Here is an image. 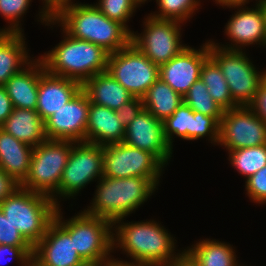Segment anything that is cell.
Wrapping results in <instances>:
<instances>
[{
  "label": "cell",
  "instance_id": "cell-5",
  "mask_svg": "<svg viewBox=\"0 0 266 266\" xmlns=\"http://www.w3.org/2000/svg\"><path fill=\"white\" fill-rule=\"evenodd\" d=\"M0 209L34 247L54 220L58 206L51 197L20 186L0 203Z\"/></svg>",
  "mask_w": 266,
  "mask_h": 266
},
{
  "label": "cell",
  "instance_id": "cell-44",
  "mask_svg": "<svg viewBox=\"0 0 266 266\" xmlns=\"http://www.w3.org/2000/svg\"><path fill=\"white\" fill-rule=\"evenodd\" d=\"M182 251L178 252L177 257L168 266H201L187 249Z\"/></svg>",
  "mask_w": 266,
  "mask_h": 266
},
{
  "label": "cell",
  "instance_id": "cell-46",
  "mask_svg": "<svg viewBox=\"0 0 266 266\" xmlns=\"http://www.w3.org/2000/svg\"><path fill=\"white\" fill-rule=\"evenodd\" d=\"M78 266H100V260L96 261H84Z\"/></svg>",
  "mask_w": 266,
  "mask_h": 266
},
{
  "label": "cell",
  "instance_id": "cell-47",
  "mask_svg": "<svg viewBox=\"0 0 266 266\" xmlns=\"http://www.w3.org/2000/svg\"><path fill=\"white\" fill-rule=\"evenodd\" d=\"M216 4H224V3H230V2H248L249 0H215L214 1Z\"/></svg>",
  "mask_w": 266,
  "mask_h": 266
},
{
  "label": "cell",
  "instance_id": "cell-33",
  "mask_svg": "<svg viewBox=\"0 0 266 266\" xmlns=\"http://www.w3.org/2000/svg\"><path fill=\"white\" fill-rule=\"evenodd\" d=\"M109 19L124 25L131 33L127 23L139 7L135 0H99L94 4Z\"/></svg>",
  "mask_w": 266,
  "mask_h": 266
},
{
  "label": "cell",
  "instance_id": "cell-40",
  "mask_svg": "<svg viewBox=\"0 0 266 266\" xmlns=\"http://www.w3.org/2000/svg\"><path fill=\"white\" fill-rule=\"evenodd\" d=\"M248 107L266 123V77Z\"/></svg>",
  "mask_w": 266,
  "mask_h": 266
},
{
  "label": "cell",
  "instance_id": "cell-41",
  "mask_svg": "<svg viewBox=\"0 0 266 266\" xmlns=\"http://www.w3.org/2000/svg\"><path fill=\"white\" fill-rule=\"evenodd\" d=\"M43 1V8L40 9L39 18L41 23L47 25L51 20V16L63 5L72 3L73 0H42Z\"/></svg>",
  "mask_w": 266,
  "mask_h": 266
},
{
  "label": "cell",
  "instance_id": "cell-12",
  "mask_svg": "<svg viewBox=\"0 0 266 266\" xmlns=\"http://www.w3.org/2000/svg\"><path fill=\"white\" fill-rule=\"evenodd\" d=\"M141 34L132 32L131 42L159 67L177 56L187 45L181 41V22L147 16Z\"/></svg>",
  "mask_w": 266,
  "mask_h": 266
},
{
  "label": "cell",
  "instance_id": "cell-30",
  "mask_svg": "<svg viewBox=\"0 0 266 266\" xmlns=\"http://www.w3.org/2000/svg\"><path fill=\"white\" fill-rule=\"evenodd\" d=\"M230 164L248 179L266 165V144L228 151Z\"/></svg>",
  "mask_w": 266,
  "mask_h": 266
},
{
  "label": "cell",
  "instance_id": "cell-14",
  "mask_svg": "<svg viewBox=\"0 0 266 266\" xmlns=\"http://www.w3.org/2000/svg\"><path fill=\"white\" fill-rule=\"evenodd\" d=\"M246 4L248 2L220 4L222 7L237 9V12L235 11L226 23L227 25H225V33L231 44H223L222 46V44L212 41L214 45L222 49L239 51L242 50L241 48L254 44H259L266 48V24L263 10L258 3L253 8L245 6Z\"/></svg>",
  "mask_w": 266,
  "mask_h": 266
},
{
  "label": "cell",
  "instance_id": "cell-9",
  "mask_svg": "<svg viewBox=\"0 0 266 266\" xmlns=\"http://www.w3.org/2000/svg\"><path fill=\"white\" fill-rule=\"evenodd\" d=\"M55 216L61 217V222L70 233H74L75 249L84 261L101 260L114 252L113 223L109 220L92 216L83 210L64 221L59 207Z\"/></svg>",
  "mask_w": 266,
  "mask_h": 266
},
{
  "label": "cell",
  "instance_id": "cell-36",
  "mask_svg": "<svg viewBox=\"0 0 266 266\" xmlns=\"http://www.w3.org/2000/svg\"><path fill=\"white\" fill-rule=\"evenodd\" d=\"M247 196L254 203H266V165L254 175L245 179Z\"/></svg>",
  "mask_w": 266,
  "mask_h": 266
},
{
  "label": "cell",
  "instance_id": "cell-16",
  "mask_svg": "<svg viewBox=\"0 0 266 266\" xmlns=\"http://www.w3.org/2000/svg\"><path fill=\"white\" fill-rule=\"evenodd\" d=\"M89 106V98L81 89L44 121L46 139L85 142Z\"/></svg>",
  "mask_w": 266,
  "mask_h": 266
},
{
  "label": "cell",
  "instance_id": "cell-19",
  "mask_svg": "<svg viewBox=\"0 0 266 266\" xmlns=\"http://www.w3.org/2000/svg\"><path fill=\"white\" fill-rule=\"evenodd\" d=\"M78 81L50 74L40 59V78L36 111L43 121L68 103L80 90Z\"/></svg>",
  "mask_w": 266,
  "mask_h": 266
},
{
  "label": "cell",
  "instance_id": "cell-23",
  "mask_svg": "<svg viewBox=\"0 0 266 266\" xmlns=\"http://www.w3.org/2000/svg\"><path fill=\"white\" fill-rule=\"evenodd\" d=\"M89 102L118 110L134 96L117 82L108 71L92 76L82 84Z\"/></svg>",
  "mask_w": 266,
  "mask_h": 266
},
{
  "label": "cell",
  "instance_id": "cell-28",
  "mask_svg": "<svg viewBox=\"0 0 266 266\" xmlns=\"http://www.w3.org/2000/svg\"><path fill=\"white\" fill-rule=\"evenodd\" d=\"M200 79L207 86L208 93L224 110L238 107L232 100L228 83L218 64L209 56L203 63Z\"/></svg>",
  "mask_w": 266,
  "mask_h": 266
},
{
  "label": "cell",
  "instance_id": "cell-6",
  "mask_svg": "<svg viewBox=\"0 0 266 266\" xmlns=\"http://www.w3.org/2000/svg\"><path fill=\"white\" fill-rule=\"evenodd\" d=\"M73 143L71 140L46 139L33 147L29 174L20 186L52 198L58 192Z\"/></svg>",
  "mask_w": 266,
  "mask_h": 266
},
{
  "label": "cell",
  "instance_id": "cell-32",
  "mask_svg": "<svg viewBox=\"0 0 266 266\" xmlns=\"http://www.w3.org/2000/svg\"><path fill=\"white\" fill-rule=\"evenodd\" d=\"M158 11L149 14L157 19L175 20L183 24L198 10L200 0H156Z\"/></svg>",
  "mask_w": 266,
  "mask_h": 266
},
{
  "label": "cell",
  "instance_id": "cell-42",
  "mask_svg": "<svg viewBox=\"0 0 266 266\" xmlns=\"http://www.w3.org/2000/svg\"><path fill=\"white\" fill-rule=\"evenodd\" d=\"M19 187L20 184L0 168V203Z\"/></svg>",
  "mask_w": 266,
  "mask_h": 266
},
{
  "label": "cell",
  "instance_id": "cell-49",
  "mask_svg": "<svg viewBox=\"0 0 266 266\" xmlns=\"http://www.w3.org/2000/svg\"><path fill=\"white\" fill-rule=\"evenodd\" d=\"M137 3H138V5H140V6H142L141 4H144L145 3V1L147 2V0H135Z\"/></svg>",
  "mask_w": 266,
  "mask_h": 266
},
{
  "label": "cell",
  "instance_id": "cell-3",
  "mask_svg": "<svg viewBox=\"0 0 266 266\" xmlns=\"http://www.w3.org/2000/svg\"><path fill=\"white\" fill-rule=\"evenodd\" d=\"M62 32L65 33L63 40L39 56L50 74L83 84L92 76L107 71L109 52L92 42L73 38L64 30Z\"/></svg>",
  "mask_w": 266,
  "mask_h": 266
},
{
  "label": "cell",
  "instance_id": "cell-1",
  "mask_svg": "<svg viewBox=\"0 0 266 266\" xmlns=\"http://www.w3.org/2000/svg\"><path fill=\"white\" fill-rule=\"evenodd\" d=\"M58 24L73 38L92 42L113 53L131 43L132 33L109 19L94 4L69 3L60 7L46 26Z\"/></svg>",
  "mask_w": 266,
  "mask_h": 266
},
{
  "label": "cell",
  "instance_id": "cell-7",
  "mask_svg": "<svg viewBox=\"0 0 266 266\" xmlns=\"http://www.w3.org/2000/svg\"><path fill=\"white\" fill-rule=\"evenodd\" d=\"M209 56L218 64L237 106H249L256 95L266 71H258L245 51L227 50L209 40Z\"/></svg>",
  "mask_w": 266,
  "mask_h": 266
},
{
  "label": "cell",
  "instance_id": "cell-37",
  "mask_svg": "<svg viewBox=\"0 0 266 266\" xmlns=\"http://www.w3.org/2000/svg\"><path fill=\"white\" fill-rule=\"evenodd\" d=\"M0 244L12 246H31L19 233L0 209Z\"/></svg>",
  "mask_w": 266,
  "mask_h": 266
},
{
  "label": "cell",
  "instance_id": "cell-17",
  "mask_svg": "<svg viewBox=\"0 0 266 266\" xmlns=\"http://www.w3.org/2000/svg\"><path fill=\"white\" fill-rule=\"evenodd\" d=\"M123 142L152 153L165 166L173 154L164 136L163 122L156 119L145 108L125 128Z\"/></svg>",
  "mask_w": 266,
  "mask_h": 266
},
{
  "label": "cell",
  "instance_id": "cell-43",
  "mask_svg": "<svg viewBox=\"0 0 266 266\" xmlns=\"http://www.w3.org/2000/svg\"><path fill=\"white\" fill-rule=\"evenodd\" d=\"M13 105L6 89L0 86V126L6 121L12 113Z\"/></svg>",
  "mask_w": 266,
  "mask_h": 266
},
{
  "label": "cell",
  "instance_id": "cell-8",
  "mask_svg": "<svg viewBox=\"0 0 266 266\" xmlns=\"http://www.w3.org/2000/svg\"><path fill=\"white\" fill-rule=\"evenodd\" d=\"M102 177L103 146L89 142H74L62 173L58 192L52 200L60 208V197L73 198L90 182Z\"/></svg>",
  "mask_w": 266,
  "mask_h": 266
},
{
  "label": "cell",
  "instance_id": "cell-31",
  "mask_svg": "<svg viewBox=\"0 0 266 266\" xmlns=\"http://www.w3.org/2000/svg\"><path fill=\"white\" fill-rule=\"evenodd\" d=\"M183 100L193 111L214 117L220 123L225 110L214 101L200 78L189 88Z\"/></svg>",
  "mask_w": 266,
  "mask_h": 266
},
{
  "label": "cell",
  "instance_id": "cell-29",
  "mask_svg": "<svg viewBox=\"0 0 266 266\" xmlns=\"http://www.w3.org/2000/svg\"><path fill=\"white\" fill-rule=\"evenodd\" d=\"M194 111L184 102L163 121L164 136L173 149V136L193 141Z\"/></svg>",
  "mask_w": 266,
  "mask_h": 266
},
{
  "label": "cell",
  "instance_id": "cell-45",
  "mask_svg": "<svg viewBox=\"0 0 266 266\" xmlns=\"http://www.w3.org/2000/svg\"><path fill=\"white\" fill-rule=\"evenodd\" d=\"M100 266H137L133 262L112 258V255L100 260Z\"/></svg>",
  "mask_w": 266,
  "mask_h": 266
},
{
  "label": "cell",
  "instance_id": "cell-39",
  "mask_svg": "<svg viewBox=\"0 0 266 266\" xmlns=\"http://www.w3.org/2000/svg\"><path fill=\"white\" fill-rule=\"evenodd\" d=\"M143 108L144 105L142 98L133 97L130 101L123 104L118 110H116V115L120 123L126 128Z\"/></svg>",
  "mask_w": 266,
  "mask_h": 266
},
{
  "label": "cell",
  "instance_id": "cell-24",
  "mask_svg": "<svg viewBox=\"0 0 266 266\" xmlns=\"http://www.w3.org/2000/svg\"><path fill=\"white\" fill-rule=\"evenodd\" d=\"M25 40L24 33L0 32V86L33 61Z\"/></svg>",
  "mask_w": 266,
  "mask_h": 266
},
{
  "label": "cell",
  "instance_id": "cell-35",
  "mask_svg": "<svg viewBox=\"0 0 266 266\" xmlns=\"http://www.w3.org/2000/svg\"><path fill=\"white\" fill-rule=\"evenodd\" d=\"M220 123L210 116L194 111L193 141L208 136L210 143H219Z\"/></svg>",
  "mask_w": 266,
  "mask_h": 266
},
{
  "label": "cell",
  "instance_id": "cell-27",
  "mask_svg": "<svg viewBox=\"0 0 266 266\" xmlns=\"http://www.w3.org/2000/svg\"><path fill=\"white\" fill-rule=\"evenodd\" d=\"M187 248L201 266L238 265L236 252L229 243L206 238Z\"/></svg>",
  "mask_w": 266,
  "mask_h": 266
},
{
  "label": "cell",
  "instance_id": "cell-15",
  "mask_svg": "<svg viewBox=\"0 0 266 266\" xmlns=\"http://www.w3.org/2000/svg\"><path fill=\"white\" fill-rule=\"evenodd\" d=\"M84 260L74 245V233L56 217L50 223L41 240L33 247L34 266H78Z\"/></svg>",
  "mask_w": 266,
  "mask_h": 266
},
{
  "label": "cell",
  "instance_id": "cell-11",
  "mask_svg": "<svg viewBox=\"0 0 266 266\" xmlns=\"http://www.w3.org/2000/svg\"><path fill=\"white\" fill-rule=\"evenodd\" d=\"M107 71L129 93L140 98L159 78V66L152 63L132 42L109 54Z\"/></svg>",
  "mask_w": 266,
  "mask_h": 266
},
{
  "label": "cell",
  "instance_id": "cell-10",
  "mask_svg": "<svg viewBox=\"0 0 266 266\" xmlns=\"http://www.w3.org/2000/svg\"><path fill=\"white\" fill-rule=\"evenodd\" d=\"M164 167L152 153L124 142L103 146V177H146L157 187Z\"/></svg>",
  "mask_w": 266,
  "mask_h": 266
},
{
  "label": "cell",
  "instance_id": "cell-20",
  "mask_svg": "<svg viewBox=\"0 0 266 266\" xmlns=\"http://www.w3.org/2000/svg\"><path fill=\"white\" fill-rule=\"evenodd\" d=\"M125 127L120 123L116 110L90 102L85 142L106 146L124 140Z\"/></svg>",
  "mask_w": 266,
  "mask_h": 266
},
{
  "label": "cell",
  "instance_id": "cell-34",
  "mask_svg": "<svg viewBox=\"0 0 266 266\" xmlns=\"http://www.w3.org/2000/svg\"><path fill=\"white\" fill-rule=\"evenodd\" d=\"M32 0H0V14L10 24L0 32L22 33L21 18L27 13ZM20 23V24H19Z\"/></svg>",
  "mask_w": 266,
  "mask_h": 266
},
{
  "label": "cell",
  "instance_id": "cell-25",
  "mask_svg": "<svg viewBox=\"0 0 266 266\" xmlns=\"http://www.w3.org/2000/svg\"><path fill=\"white\" fill-rule=\"evenodd\" d=\"M0 128L32 147L46 140L44 121L36 110L13 108L12 113Z\"/></svg>",
  "mask_w": 266,
  "mask_h": 266
},
{
  "label": "cell",
  "instance_id": "cell-22",
  "mask_svg": "<svg viewBox=\"0 0 266 266\" xmlns=\"http://www.w3.org/2000/svg\"><path fill=\"white\" fill-rule=\"evenodd\" d=\"M33 147L0 128V168L20 185L29 174Z\"/></svg>",
  "mask_w": 266,
  "mask_h": 266
},
{
  "label": "cell",
  "instance_id": "cell-48",
  "mask_svg": "<svg viewBox=\"0 0 266 266\" xmlns=\"http://www.w3.org/2000/svg\"><path fill=\"white\" fill-rule=\"evenodd\" d=\"M257 3L261 6L263 13H264V17H265V24H266V0H256Z\"/></svg>",
  "mask_w": 266,
  "mask_h": 266
},
{
  "label": "cell",
  "instance_id": "cell-4",
  "mask_svg": "<svg viewBox=\"0 0 266 266\" xmlns=\"http://www.w3.org/2000/svg\"><path fill=\"white\" fill-rule=\"evenodd\" d=\"M97 182L93 201L84 211L112 223L118 219L124 221L158 190L146 177H102Z\"/></svg>",
  "mask_w": 266,
  "mask_h": 266
},
{
  "label": "cell",
  "instance_id": "cell-13",
  "mask_svg": "<svg viewBox=\"0 0 266 266\" xmlns=\"http://www.w3.org/2000/svg\"><path fill=\"white\" fill-rule=\"evenodd\" d=\"M266 144V123L248 106L225 110L220 121L219 143L226 150Z\"/></svg>",
  "mask_w": 266,
  "mask_h": 266
},
{
  "label": "cell",
  "instance_id": "cell-26",
  "mask_svg": "<svg viewBox=\"0 0 266 266\" xmlns=\"http://www.w3.org/2000/svg\"><path fill=\"white\" fill-rule=\"evenodd\" d=\"M142 100L144 108L162 122L184 102L183 96L160 78L151 85Z\"/></svg>",
  "mask_w": 266,
  "mask_h": 266
},
{
  "label": "cell",
  "instance_id": "cell-38",
  "mask_svg": "<svg viewBox=\"0 0 266 266\" xmlns=\"http://www.w3.org/2000/svg\"><path fill=\"white\" fill-rule=\"evenodd\" d=\"M5 255L7 257L9 255V258H14L19 261L21 263L20 266H30L32 264L33 247L0 244V266L4 263L3 257H5Z\"/></svg>",
  "mask_w": 266,
  "mask_h": 266
},
{
  "label": "cell",
  "instance_id": "cell-2",
  "mask_svg": "<svg viewBox=\"0 0 266 266\" xmlns=\"http://www.w3.org/2000/svg\"><path fill=\"white\" fill-rule=\"evenodd\" d=\"M113 231V249H122L137 266H168L178 255L175 237L154 220L124 223L118 219Z\"/></svg>",
  "mask_w": 266,
  "mask_h": 266
},
{
  "label": "cell",
  "instance_id": "cell-21",
  "mask_svg": "<svg viewBox=\"0 0 266 266\" xmlns=\"http://www.w3.org/2000/svg\"><path fill=\"white\" fill-rule=\"evenodd\" d=\"M40 78V58L33 59L22 71L3 85L13 108L36 110Z\"/></svg>",
  "mask_w": 266,
  "mask_h": 266
},
{
  "label": "cell",
  "instance_id": "cell-18",
  "mask_svg": "<svg viewBox=\"0 0 266 266\" xmlns=\"http://www.w3.org/2000/svg\"><path fill=\"white\" fill-rule=\"evenodd\" d=\"M202 46L198 50L186 46L177 56L159 67V78L182 96L200 78L201 67L209 57V41Z\"/></svg>",
  "mask_w": 266,
  "mask_h": 266
}]
</instances>
